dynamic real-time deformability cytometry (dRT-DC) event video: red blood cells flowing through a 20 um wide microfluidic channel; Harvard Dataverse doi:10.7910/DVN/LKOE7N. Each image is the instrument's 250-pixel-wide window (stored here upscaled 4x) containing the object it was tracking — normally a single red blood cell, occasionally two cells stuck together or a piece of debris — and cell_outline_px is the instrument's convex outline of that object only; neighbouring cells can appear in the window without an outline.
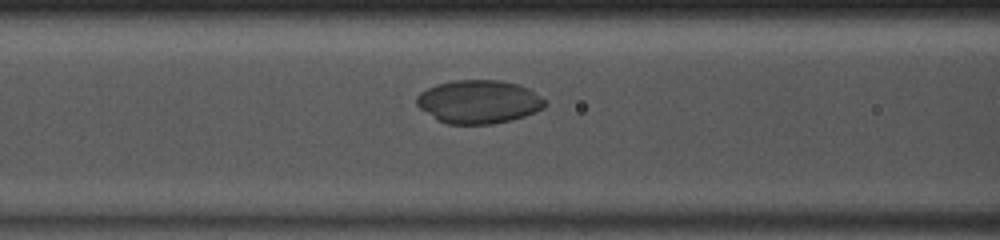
{"species": "common noctule bat (a hibernating species)", "species_latin": "Nyctalus noctula", "temperature_condition": "room temperature", "stored_images_in_passage": 36, "camera_frame_rate_fps": 3000, "um_per_image_px": 0.085, "animal": {"sex": "male", "body_mass_g": 13.0, "forearm_length_mm": 53.1}, "frame": {"image": 1, "passage_image": 7, "time_ms": 2.0, "image_size_px": [1000, 240], "cell_outline_px": [[548, 104], [544, 108], [524, 116], [512, 120], [492, 124], [448, 124], [436, 120], [420, 108], [416, 104], [416, 96], [420, 92], [436, 84], [452, 80], [500, 80], [520, 84], [528, 88], [548, 100]], "centroid_in_image_um": [40.71, 8.64], "position_along_channel_um": 125.9, "area_um2": 32.83}}
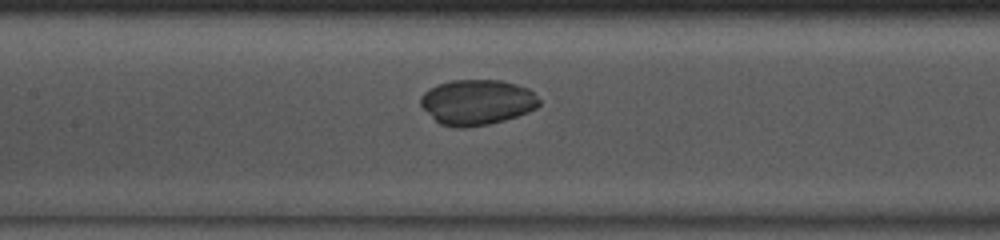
{"frame": {"image": 2, "passage_image": 10, "time_ms": 3.0, "image_size_px": [1000, 240], "cell_outline_px": [[540, 104], [536, 108], [528, 112], [504, 120], [488, 124], [464, 128], [460, 128], [440, 124], [420, 104], [420, 96], [424, 92], [436, 84], [452, 80], [500, 80], [516, 84], [528, 88], [540, 100]], "centroid_in_image_um": [40.55, 8.68], "position_along_channel_um": 166.9, "area_um2": 31.21}}
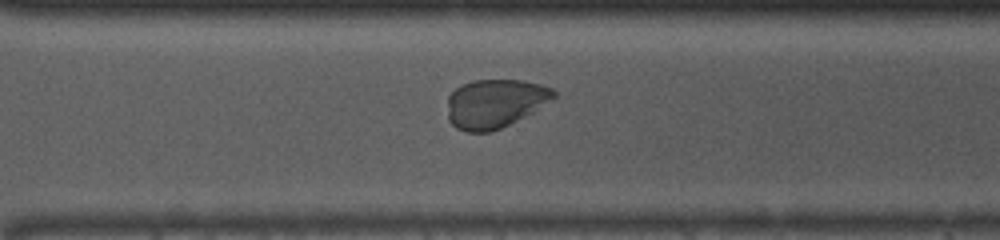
{"frame": {"image": 3, "passage_image": 22, "time_ms": 7.0, "image_size_px": [1000, 240], "cell_outline_px": [[556, 96], [532, 112], [500, 128], [488, 132], [468, 132], [456, 128], [448, 120], [448, 96], [456, 88], [472, 80], [520, 80], [540, 84], [552, 88], [556, 92]], "centroid_in_image_um": [42.04, 8.79], "position_along_channel_um": 328.6, "area_um2": 29.88}}